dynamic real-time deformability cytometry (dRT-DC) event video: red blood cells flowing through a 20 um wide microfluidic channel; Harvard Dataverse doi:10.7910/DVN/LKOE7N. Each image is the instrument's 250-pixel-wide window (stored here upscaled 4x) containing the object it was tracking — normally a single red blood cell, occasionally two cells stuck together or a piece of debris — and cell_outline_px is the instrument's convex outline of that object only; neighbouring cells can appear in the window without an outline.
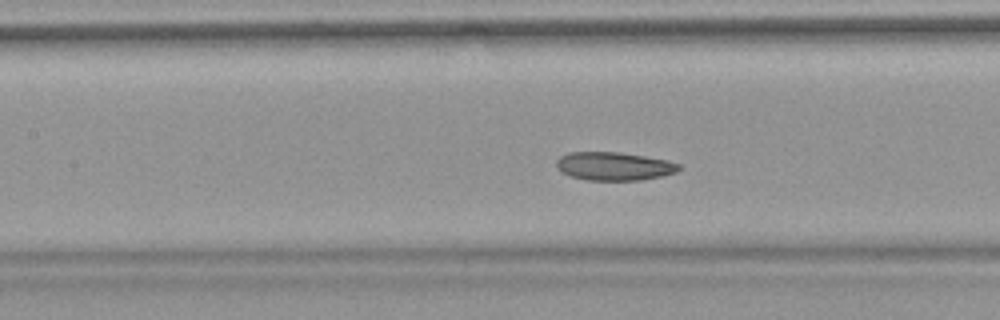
{"species": "common noctule bat (a hibernating species)", "species_latin": "Nyctalus noctula", "temperature_condition": "warm", "stored_images_in_passage": 54, "camera_frame_rate_fps": 3000, "um_per_image_px": 0.085, "animal": {"sex": "female", "body_mass_g": 18.4}, "frame": {"image": 1, "passage_image": 24, "time_ms": 7.667, "image_size_px": [1000, 320], "cell_outline_px": [[680, 168], [676, 172], [664, 176], [640, 180], [588, 180], [572, 176], [560, 172], [556, 168], [556, 160], [560, 156], [568, 152], [620, 152], [668, 160], [680, 164]], "centroid_in_image_um": [52.18, 14.12], "position_along_channel_um": 155.2, "area_um2": 20.35}}
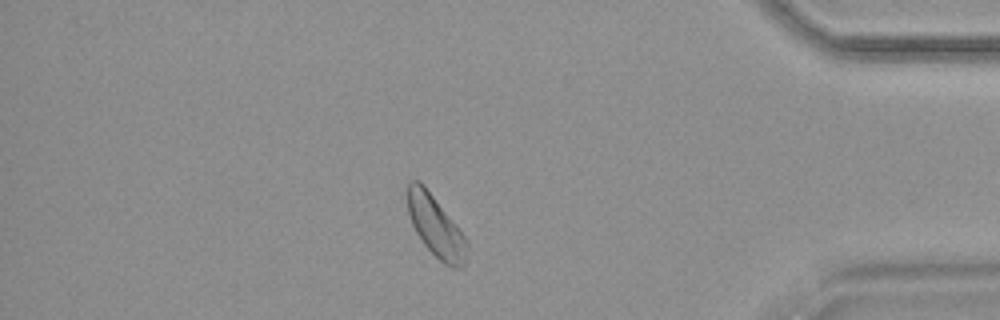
{"frame": {"image": 2, "passage_image": 46, "time_ms": 15.0, "image_size_px": [1000, 320], "cell_outline_px": [[468, 248], [464, 264], [460, 268], [452, 268], [444, 264], [424, 244], [416, 232], [412, 224], [408, 212], [408, 180], [420, 180], [424, 184], [464, 236], [468, 244]], "centroid_in_image_um": [37.03, 19.24], "position_along_channel_um": 398.2, "area_um2": 20.81}, "authors_computed_cell_mechanics": {"area_um2": 21.6461, "velocity_mm_per_s": 3.7699, "shape_relaxation_time_tau1_ms": 5.1055, "shape_relaxation_time_tau2_ms": 10.889, "deformation_change_tau1": 0.0701, "deformation_change_tau2": 0.1367}}